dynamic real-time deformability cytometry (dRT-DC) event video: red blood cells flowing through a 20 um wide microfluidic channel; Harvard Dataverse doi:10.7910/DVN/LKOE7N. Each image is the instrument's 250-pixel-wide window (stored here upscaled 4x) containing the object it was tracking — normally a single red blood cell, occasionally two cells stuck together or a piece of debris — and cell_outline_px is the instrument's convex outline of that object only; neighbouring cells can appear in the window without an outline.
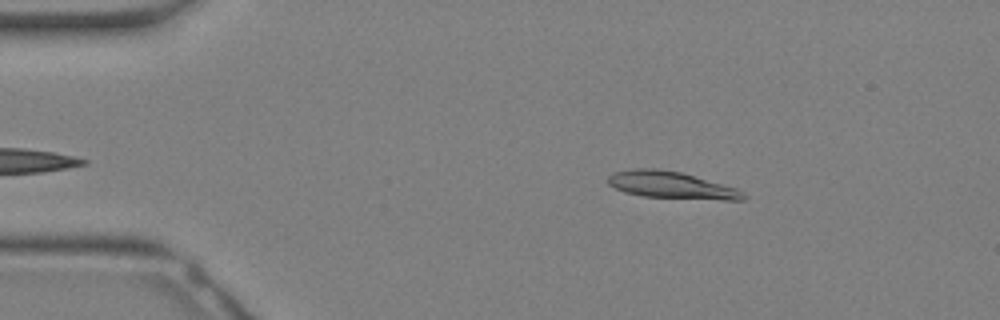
{"species": "Egyptian fruit bat (a non-hibernating species)", "species_latin": "Rousettus aegyptiacus", "temperature_condition": "warm", "stored_images_in_passage": 30, "camera_frame_rate_fps": 3000, "um_per_image_px": 0.085, "animal": {"sex": "female"}, "frame": {"image": 1, "passage_image": 3, "time_ms": 0.667, "image_size_px": [1000, 320], "cell_outline_px": [[748, 196], [744, 200], [724, 200], [644, 196], [624, 192], [608, 184], [608, 176], [616, 172], [632, 168], [656, 168], [680, 172], [736, 188], [744, 192]], "centroid_in_image_um": [57.08, 15.73], "position_along_channel_um": 27.9, "area_um2": 21.1}}
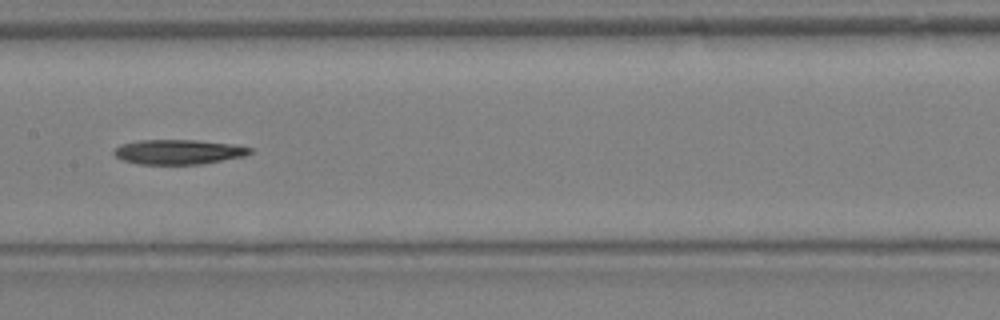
{"frame": {"image": 2, "passage_image": 14, "time_ms": 4.333, "image_size_px": [1000, 320], "cell_outline_px": [[252, 152], [244, 156], [200, 164], [140, 164], [124, 160], [116, 156], [112, 152], [120, 144], [136, 140], [196, 140], [236, 144], [252, 148]], "centroid_in_image_um": [15.17, 12.9], "position_along_channel_um": 192.2, "area_um2": 19.59}}
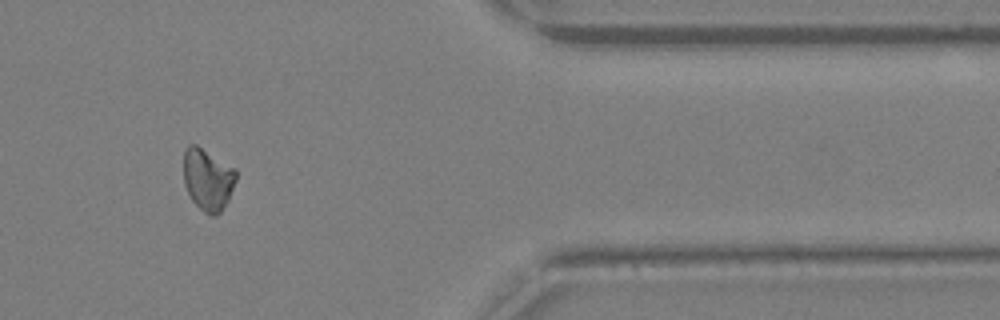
{"frame": {"image": 3, "passage_image": 25, "time_ms": 8.0, "image_size_px": [1000, 320], "cell_outline_px": [[236, 180], [228, 200], [220, 212], [216, 216], [212, 216], [204, 212], [192, 200], [184, 184], [184, 148], [188, 144], [196, 144], [236, 168]], "centroid_in_image_um": [17.66, 15.22], "position_along_channel_um": 393.7, "area_um2": 19.02}}